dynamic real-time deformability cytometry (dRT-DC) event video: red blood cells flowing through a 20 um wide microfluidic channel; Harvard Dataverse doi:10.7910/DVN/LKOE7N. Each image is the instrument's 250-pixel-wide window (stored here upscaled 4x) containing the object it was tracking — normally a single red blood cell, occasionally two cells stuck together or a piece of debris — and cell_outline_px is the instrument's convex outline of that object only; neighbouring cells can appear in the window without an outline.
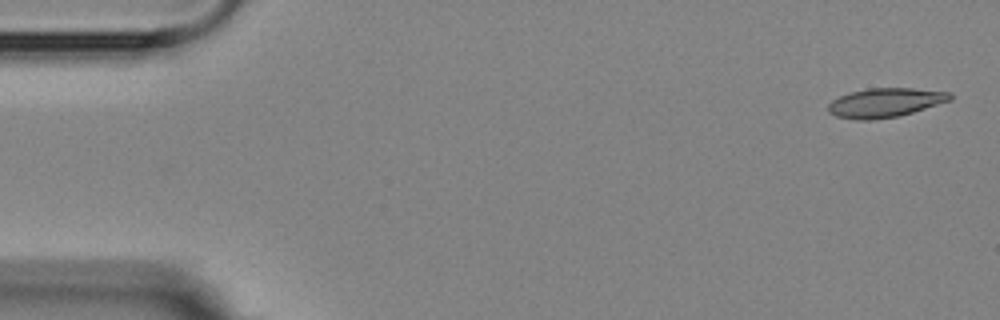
{"species": "Egyptian fruit bat (a non-hibernating species)", "species_latin": "Rousettus aegyptiacus", "temperature_condition": "room temperature", "stored_images_in_passage": 5, "segment_of_instrument_passage": [1, 2], "camera_frame_rate_fps": 3000, "um_per_image_px": 0.085, "animal": {"sex": "female"}, "frame": {"image": 1, "passage_image": 1, "time_ms": 0.0, "image_size_px": [1000, 320], "cell_outline_px": [[952, 100], [900, 116], [872, 120], [856, 120], [836, 116], [828, 112], [828, 104], [832, 100], [848, 92], [868, 88], [912, 88], [952, 92]], "centroid_in_image_um": [75.24, 8.72], "position_along_channel_um": 9.8, "area_um2": 20.92}}
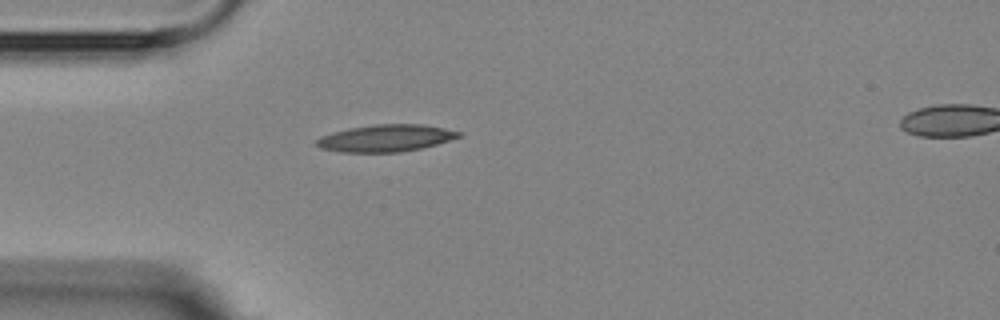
{"frame": {"image": 2, "passage_image": 4, "time_ms": 4.333, "image_size_px": [1000, 320], "cell_outline_px": [[464, 136], [436, 144], [420, 148], [400, 152], [340, 152], [320, 148], [316, 144], [316, 140], [320, 136], [332, 132], [352, 128], [376, 124], [424, 124], [464, 132]], "centroid_in_image_um": [32.83, 11.74], "position_along_channel_um": 52.2, "area_um2": 22.43}}